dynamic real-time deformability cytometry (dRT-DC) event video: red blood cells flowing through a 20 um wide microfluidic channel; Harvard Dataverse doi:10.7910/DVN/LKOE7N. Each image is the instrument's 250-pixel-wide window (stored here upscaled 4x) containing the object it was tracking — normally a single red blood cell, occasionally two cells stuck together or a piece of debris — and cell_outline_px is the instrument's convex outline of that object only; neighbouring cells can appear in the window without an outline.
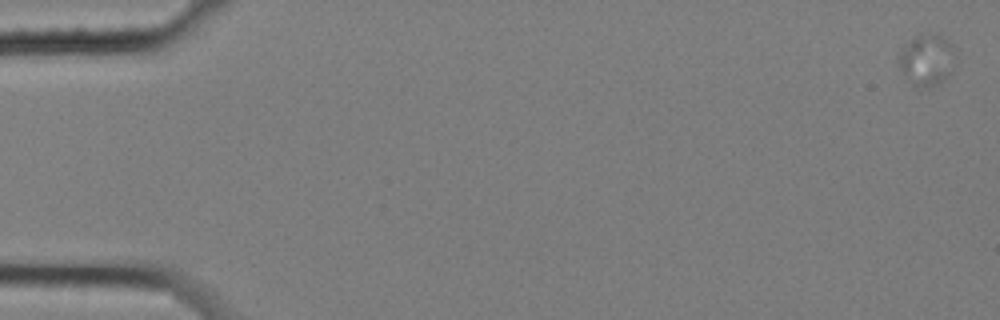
{"species": "common noctule bat (a hibernating species)", "species_latin": "Nyctalus noctula", "temperature_condition": "cold", "stored_images_in_passage": 11, "camera_frame_rate_fps": 3000, "um_per_image_px": 0.085, "animal": {"sex": "female", "body_mass_g": 25.1}, "frame": {"image": 1, "passage_image": 1, "time_ms": 0.0, "image_size_px": [1000, 320], "cell_outline_px": [[956, 64], [952, 72], [944, 80], [928, 88], [916, 88], [900, 68], [896, 60], [896, 52], [900, 48], [916, 36], [940, 36], [952, 44], [956, 48]], "centroid_in_image_um": [78.79, 5.13], "position_along_channel_um": 6.2, "area_um2": 17.22}}
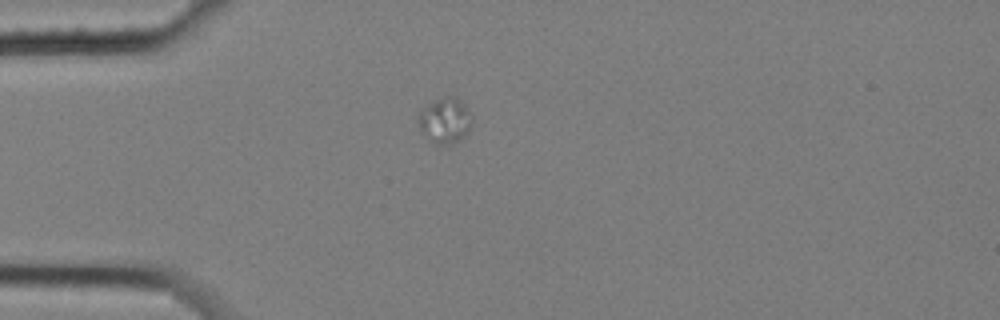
{"frame": {"image": 2, "passage_image": 5, "time_ms": 1.333, "image_size_px": [1000, 320], "cell_outline_px": [[472, 124], [468, 132], [460, 140], [448, 148], [436, 144], [420, 128], [416, 120], [416, 116], [428, 104], [436, 100], [448, 96], [456, 96], [464, 104], [472, 116]], "centroid_in_image_um": [37.85, 10.27], "position_along_channel_um": 47.1, "area_um2": 14.39}}